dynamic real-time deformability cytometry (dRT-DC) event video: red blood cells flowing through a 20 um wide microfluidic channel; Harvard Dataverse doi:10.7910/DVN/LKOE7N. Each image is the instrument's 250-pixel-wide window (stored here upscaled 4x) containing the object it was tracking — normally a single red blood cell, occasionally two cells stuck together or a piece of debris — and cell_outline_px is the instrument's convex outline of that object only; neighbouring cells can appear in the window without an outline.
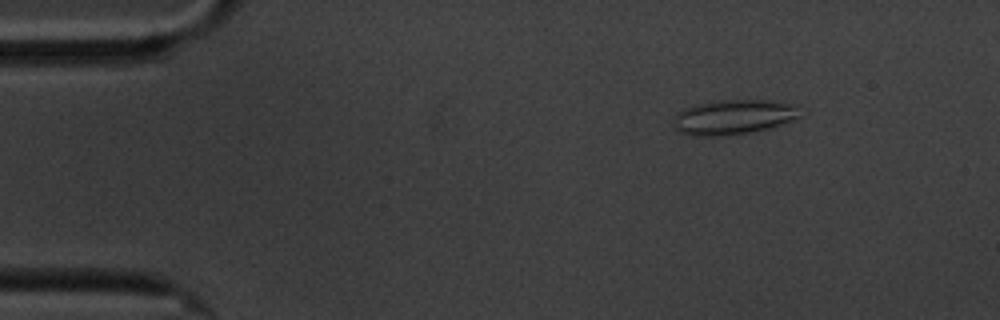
{"species": "common noctule bat (a hibernating species)", "species_latin": "Nyctalus noctula", "temperature_condition": "cold", "stored_images_in_passage": 7, "camera_frame_rate_fps": 3000, "um_per_image_px": 0.085, "animal": {"sex": "male", "body_mass_g": 20.1, "forearm_length_mm": 53.5}, "frame": {"image": 1, "passage_image": 1, "time_ms": 0.0, "image_size_px": [1000, 320], "cell_outline_px": [[808, 112], [804, 116], [768, 128], [752, 132], [716, 136], [688, 136], [672, 128], [672, 124], [676, 116], [684, 108], [696, 104], [720, 100], [764, 100], [788, 104]], "centroid_in_image_um": [62.35, 9.96], "position_along_channel_um": 22.7, "area_um2": 25.78}}
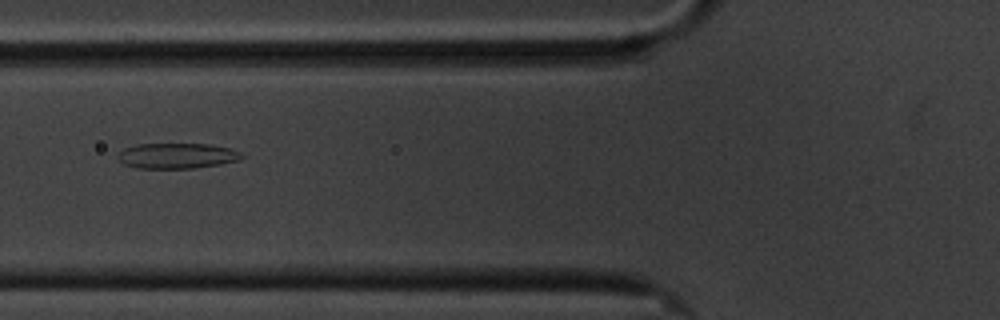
{"frame": {"image": 2, "passage_image": 5, "time_ms": 4.667, "image_size_px": [1000, 320], "cell_outline_px": [[244, 156], [240, 160], [220, 164], [192, 168], [136, 168], [124, 164], [120, 160], [120, 152], [124, 148], [136, 144], [212, 144], [232, 148], [240, 152]], "centroid_in_image_um": [15.1, 13.23], "position_along_channel_um": 110.7, "area_um2": 18.32}}
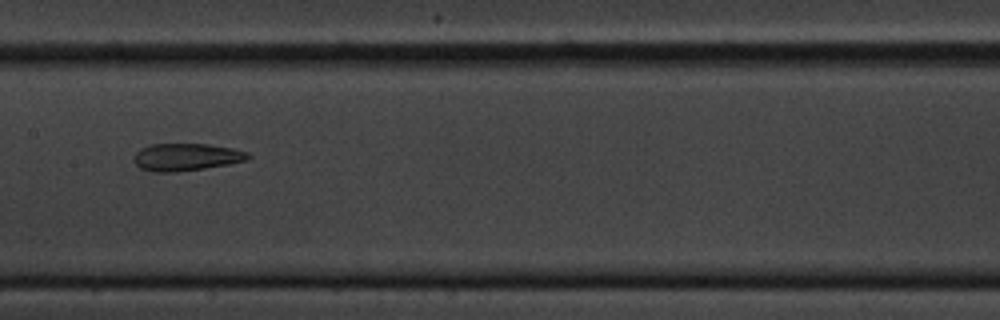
{"frame": {"image": 3, "passage_image": 7, "time_ms": 7.0, "image_size_px": [1000, 320], "cell_outline_px": [[252, 156], [248, 160], [228, 164], [204, 168], [176, 172], [152, 172], [140, 168], [132, 160], [136, 152], [140, 148], [152, 144], [208, 144], [232, 148], [248, 152]], "centroid_in_image_um": [15.82, 13.35], "position_along_channel_um": 191.6, "area_um2": 18.32}}